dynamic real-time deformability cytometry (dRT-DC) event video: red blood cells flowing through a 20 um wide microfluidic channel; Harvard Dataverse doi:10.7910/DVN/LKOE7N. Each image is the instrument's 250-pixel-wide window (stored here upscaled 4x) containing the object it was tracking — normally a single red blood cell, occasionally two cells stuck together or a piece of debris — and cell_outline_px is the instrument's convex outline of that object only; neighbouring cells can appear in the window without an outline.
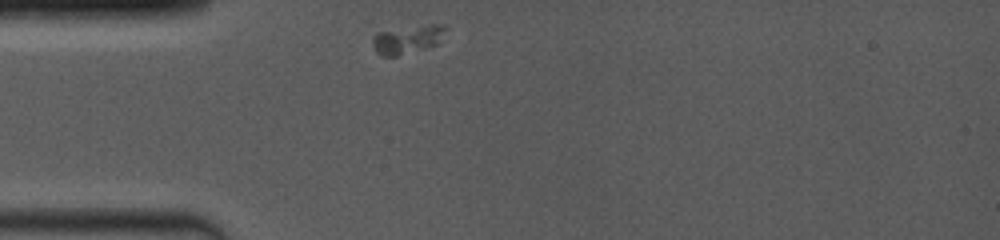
{"species": "common noctule bat (a hibernating species)", "species_latin": "Nyctalus noctula", "temperature_condition": "room temperature", "stored_images_in_passage": 40, "camera_frame_rate_fps": 4000, "um_per_image_px": 0.085, "animal": {"sex": "female", "body_mass_g": 19.0, "forearm_length_mm": 53.3}, "frame": {"image": 1, "passage_image": 1, "time_ms": 0.0, "image_size_px": [1000, 240], "cell_outline_px": [[448, 28], [436, 44], [424, 48], [396, 56], [380, 56], [376, 52], [372, 44], [372, 36], [380, 32], [428, 24], [444, 24]], "centroid_in_image_um": [34.63, 3.35], "position_along_channel_um": 50.4, "area_um2": 11.85}}
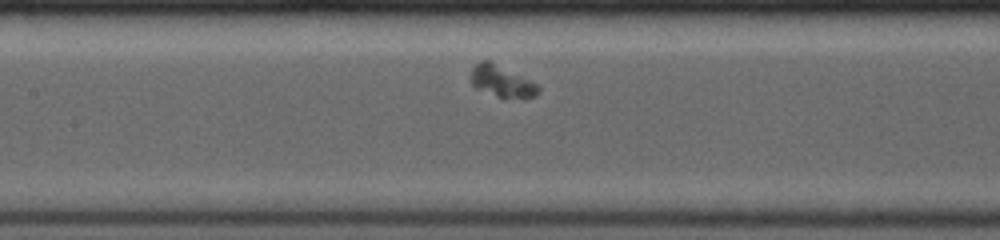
{"frame": {"image": 2, "passage_image": 14, "time_ms": 3.25, "image_size_px": [1000, 240], "cell_outline_px": [[540, 92], [536, 96], [524, 100], [504, 100], [476, 88], [472, 84], [472, 68], [480, 60], [492, 60], [536, 84], [540, 88]], "centroid_in_image_um": [42.7, 6.96], "position_along_channel_um": 164.7, "area_um2": 12.89}}
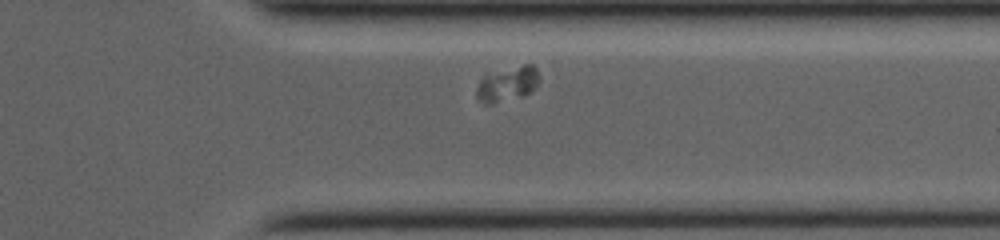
{"frame": {"image": 3, "passage_image": 35, "time_ms": 8.5, "image_size_px": [1000, 240], "cell_outline_px": [[540, 80], [536, 88], [532, 92], [524, 96], [492, 104], [484, 104], [476, 100], [476, 88], [484, 72], [524, 64], [532, 64], [536, 68], [540, 76]], "centroid_in_image_um": [43.11, 7.12], "position_along_channel_um": 368.3, "area_um2": 13.53}}